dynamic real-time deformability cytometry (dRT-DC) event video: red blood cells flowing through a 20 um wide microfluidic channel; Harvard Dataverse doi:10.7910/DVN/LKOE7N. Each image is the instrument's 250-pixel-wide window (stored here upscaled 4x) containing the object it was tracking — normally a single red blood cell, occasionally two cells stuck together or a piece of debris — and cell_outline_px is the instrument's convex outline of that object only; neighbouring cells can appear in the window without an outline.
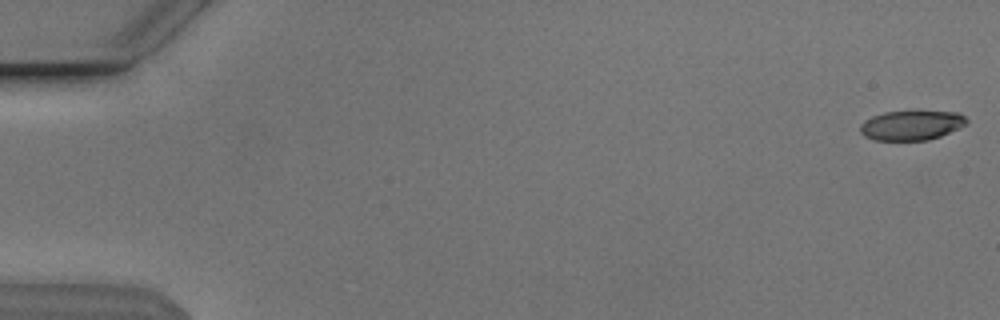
{"species": "Egyptian fruit bat (a non-hibernating species)", "species_latin": "Rousettus aegyptiacus", "temperature_condition": "cold", "stored_images_in_passage": 7, "camera_frame_rate_fps": 3000, "um_per_image_px": 0.085, "animal": {"sex": "male"}, "frame": {"image": 1, "passage_image": 1, "time_ms": 0.0, "image_size_px": [1000, 320], "cell_outline_px": [[968, 120], [964, 124], [940, 136], [928, 140], [872, 140], [864, 136], [860, 132], [860, 124], [872, 116], [884, 112], [960, 112]], "centroid_in_image_um": [77.42, 10.66], "position_along_channel_um": 7.6, "area_um2": 18.03}}